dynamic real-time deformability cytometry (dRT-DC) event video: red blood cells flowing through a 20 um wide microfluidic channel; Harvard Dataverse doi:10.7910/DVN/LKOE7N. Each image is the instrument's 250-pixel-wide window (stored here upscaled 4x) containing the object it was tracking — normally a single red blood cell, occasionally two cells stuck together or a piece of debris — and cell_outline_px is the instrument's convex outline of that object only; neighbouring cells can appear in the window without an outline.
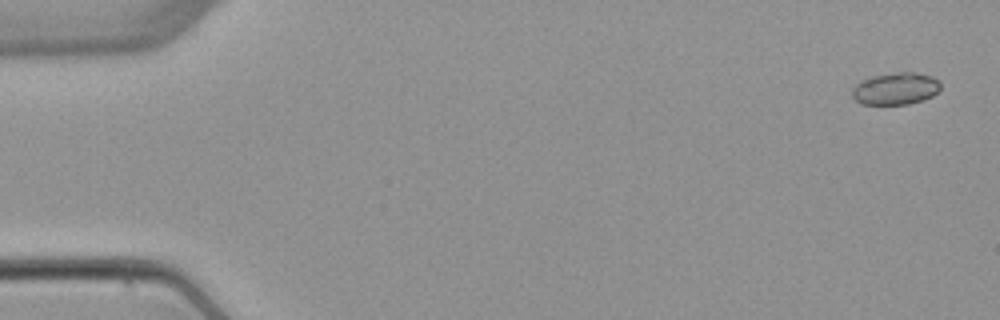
{"species": "common noctule bat (a hibernating species)", "species_latin": "Nyctalus noctula", "temperature_condition": "warm", "stored_images_in_passage": 4, "camera_frame_rate_fps": 3000, "um_per_image_px": 0.085, "animal": {"sex": "female", "body_mass_g": 22.7, "forearm_length_mm": 54.2}, "frame": {"image": 1, "passage_image": 1, "time_ms": 0.0, "image_size_px": [1000, 320], "cell_outline_px": [[940, 88], [932, 96], [924, 100], [908, 104], [860, 104], [852, 96], [852, 88], [860, 80], [872, 76], [900, 72], [916, 72], [932, 76], [940, 80]], "centroid_in_image_um": [76.13, 7.53], "position_along_channel_um": 8.9, "area_um2": 16.65}}
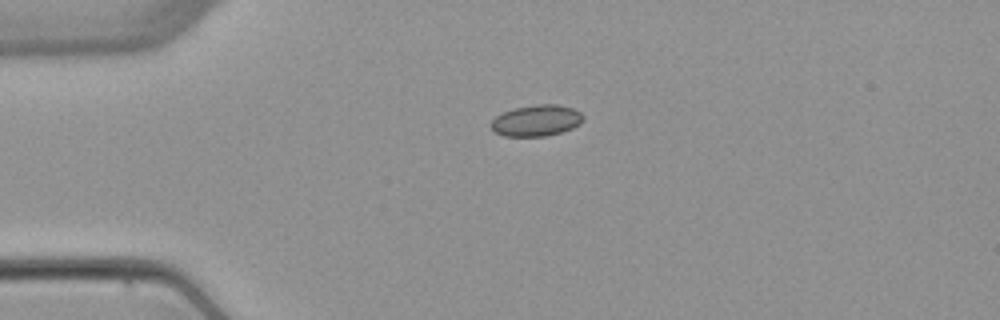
{"frame": {"image": 2, "passage_image": 3, "time_ms": 3.667, "image_size_px": [1000, 320], "cell_outline_px": [[584, 120], [580, 124], [572, 128], [560, 132], [544, 136], [504, 136], [496, 132], [488, 124], [496, 116], [512, 108], [536, 104], [556, 104], [572, 108], [580, 112], [584, 116]], "centroid_in_image_um": [45.59, 10.24], "position_along_channel_um": 39.4, "area_um2": 16.82}}